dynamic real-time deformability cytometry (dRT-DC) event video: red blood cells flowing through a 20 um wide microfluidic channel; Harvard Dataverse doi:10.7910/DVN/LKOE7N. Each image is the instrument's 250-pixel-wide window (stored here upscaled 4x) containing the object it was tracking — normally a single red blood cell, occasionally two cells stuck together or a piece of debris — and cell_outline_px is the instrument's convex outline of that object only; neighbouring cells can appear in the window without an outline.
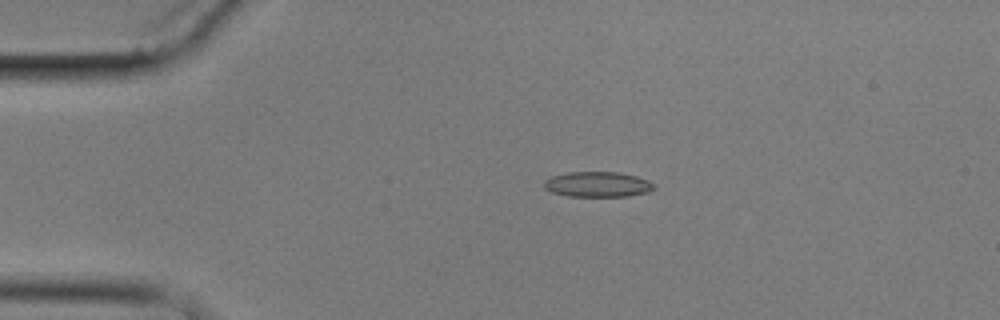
{"species": "common noctule bat (a hibernating species)", "species_latin": "Nyctalus noctula", "temperature_condition": "cold", "stored_images_in_passage": 4, "camera_frame_rate_fps": 3000, "um_per_image_px": 0.085, "animal": {"sex": "male", "body_mass_g": 17.9}, "frame": {"image": 1, "passage_image": 2, "time_ms": 2.0, "image_size_px": [1000, 320], "cell_outline_px": [[652, 188], [648, 192], [628, 196], [568, 196], [552, 192], [544, 188], [544, 180], [552, 176], [568, 172], [616, 172], [636, 176], [648, 180], [652, 184]], "centroid_in_image_um": [50.75, 15.67], "position_along_channel_um": 34.3, "area_um2": 16.01}}